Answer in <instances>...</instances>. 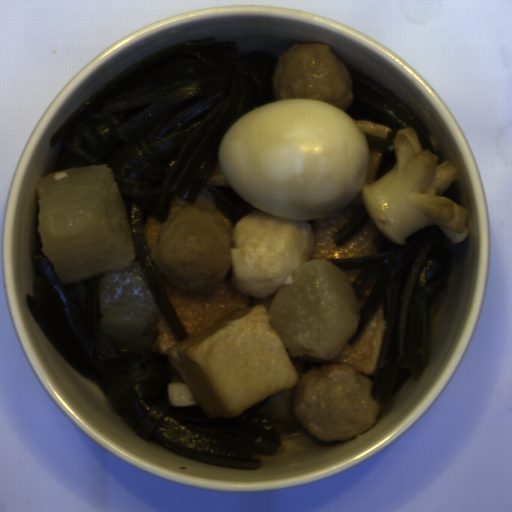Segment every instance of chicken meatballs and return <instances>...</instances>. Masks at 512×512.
I'll return each mask as SVG.
<instances>
[{
    "instance_id": "chicken-meatballs-1",
    "label": "chicken meatballs",
    "mask_w": 512,
    "mask_h": 512,
    "mask_svg": "<svg viewBox=\"0 0 512 512\" xmlns=\"http://www.w3.org/2000/svg\"><path fill=\"white\" fill-rule=\"evenodd\" d=\"M298 384L270 396L257 412L275 422L297 423L321 442L358 438L379 420L374 381L365 372L329 359L290 357Z\"/></svg>"
},
{
    "instance_id": "chicken-meatballs-2",
    "label": "chicken meatballs",
    "mask_w": 512,
    "mask_h": 512,
    "mask_svg": "<svg viewBox=\"0 0 512 512\" xmlns=\"http://www.w3.org/2000/svg\"><path fill=\"white\" fill-rule=\"evenodd\" d=\"M231 232L223 220L198 206L187 205L162 223L151 259L177 290L211 294L231 269Z\"/></svg>"
},
{
    "instance_id": "chicken-meatballs-3",
    "label": "chicken meatballs",
    "mask_w": 512,
    "mask_h": 512,
    "mask_svg": "<svg viewBox=\"0 0 512 512\" xmlns=\"http://www.w3.org/2000/svg\"><path fill=\"white\" fill-rule=\"evenodd\" d=\"M352 75L327 43H294L277 56L271 78L273 103L310 99L344 111L354 99Z\"/></svg>"
}]
</instances>
